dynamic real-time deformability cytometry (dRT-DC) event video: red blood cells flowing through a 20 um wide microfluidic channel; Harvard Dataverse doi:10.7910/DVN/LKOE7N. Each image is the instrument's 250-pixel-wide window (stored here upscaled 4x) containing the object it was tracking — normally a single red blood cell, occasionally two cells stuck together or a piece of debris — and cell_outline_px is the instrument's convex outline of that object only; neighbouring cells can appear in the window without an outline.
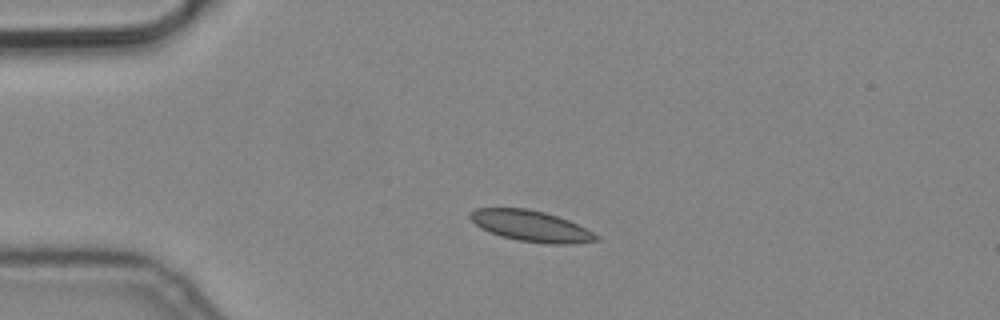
{"species": "common noctule bat (a hibernating species)", "species_latin": "Nyctalus noctula", "temperature_condition": "cold", "stored_images_in_passage": 3, "camera_frame_rate_fps": 3000, "um_per_image_px": 0.085, "animal": {"sex": "male", "body_mass_g": 19.2, "forearm_length_mm": 51.8}, "frame": {"image": 1, "passage_image": 1, "time_ms": 0.0, "image_size_px": [1000, 320], "cell_outline_px": [[600, 240], [572, 244], [548, 244], [520, 240], [500, 236], [480, 228], [468, 216], [476, 208], [528, 208], [544, 212], [568, 220], [600, 236]], "centroid_in_image_um": [45.14, 19.21], "position_along_channel_um": 39.9, "area_um2": 22.54}}
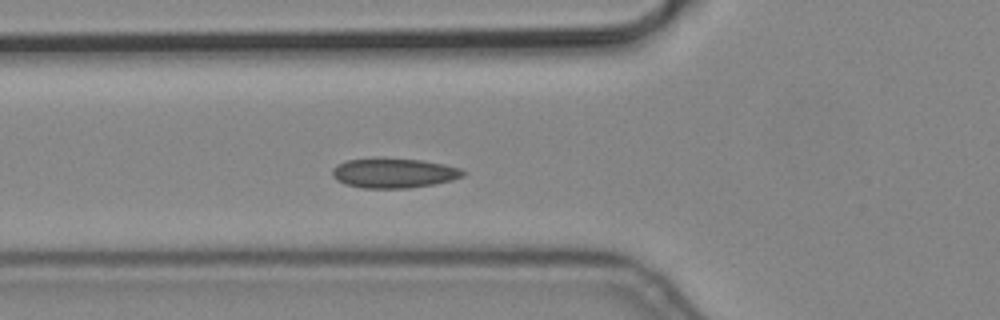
{"frame": {"image": 2, "passage_image": 3, "time_ms": 0.667, "image_size_px": [1000, 320], "cell_outline_px": [[464, 176], [452, 180], [436, 184], [408, 188], [364, 188], [344, 184], [336, 180], [332, 176], [332, 168], [336, 164], [348, 160], [420, 160], [444, 164], [460, 168], [464, 172]], "centroid_in_image_um": [33.47, 14.74], "position_along_channel_um": 92.3, "area_um2": 22.14}}